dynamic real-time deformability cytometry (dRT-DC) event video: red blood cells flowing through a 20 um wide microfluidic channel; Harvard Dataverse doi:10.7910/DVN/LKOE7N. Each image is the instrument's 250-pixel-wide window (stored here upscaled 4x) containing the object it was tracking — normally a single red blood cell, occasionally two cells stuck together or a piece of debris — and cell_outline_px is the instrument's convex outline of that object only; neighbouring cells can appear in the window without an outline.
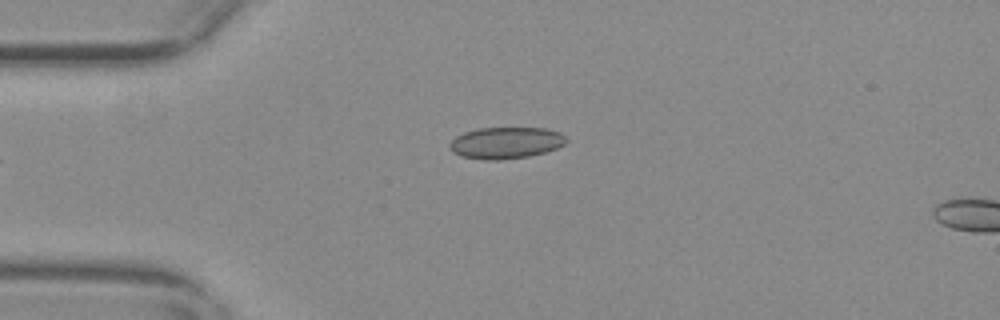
{"species": "common noctule bat (a hibernating species)", "species_latin": "Nyctalus noctula", "temperature_condition": "warm", "stored_images_in_passage": 4, "camera_frame_rate_fps": 3000, "um_per_image_px": 0.085, "animal": {"sex": "female", "body_mass_g": 29.2, "forearm_length_mm": 56.3}, "frame": {"image": 1, "passage_image": 1, "time_ms": 0.0, "image_size_px": [1000, 320], "cell_outline_px": [[568, 140], [564, 144], [556, 148], [544, 152], [528, 156], [500, 160], [484, 160], [460, 156], [452, 152], [448, 144], [456, 136], [464, 132], [480, 128], [548, 128], [560, 132]], "centroid_in_image_um": [42.98, 12.14], "position_along_channel_um": 42.0, "area_um2": 21.5}}